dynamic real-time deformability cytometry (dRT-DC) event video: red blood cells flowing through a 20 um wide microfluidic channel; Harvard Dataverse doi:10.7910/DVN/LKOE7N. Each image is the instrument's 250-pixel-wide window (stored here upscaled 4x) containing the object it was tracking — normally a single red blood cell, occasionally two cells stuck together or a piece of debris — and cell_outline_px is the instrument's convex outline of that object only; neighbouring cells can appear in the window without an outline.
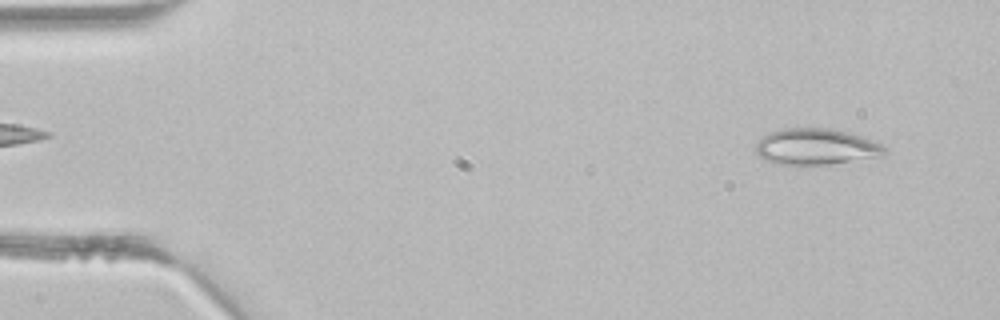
{"species": "common noctule bat (a hibernating species)", "species_latin": "Nyctalus noctula", "temperature_condition": "room temperature", "stored_images_in_passage": 42, "camera_frame_rate_fps": 3000, "um_per_image_px": 0.085, "animal": {"sex": "male", "body_mass_g": 21.5, "forearm_length_mm": 52.0}, "frame": {"image": 1, "passage_image": 3, "time_ms": 0.667, "image_size_px": [1000, 320], "cell_outline_px": [[888, 152], [884, 156], [828, 164], [780, 164], [764, 160], [756, 152], [756, 144], [768, 132], [784, 128], [832, 128], [848, 132], [872, 140], [880, 144]], "centroid_in_image_um": [69.37, 12.46], "position_along_channel_um": 15.6, "area_um2": 27.05}}
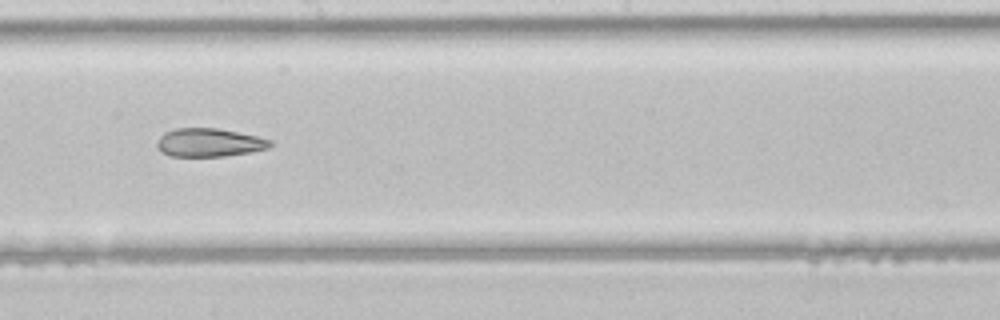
{"frame": {"image": 2, "passage_image": 23, "time_ms": 7.333, "image_size_px": [1000, 320], "cell_outline_px": [[272, 144], [268, 148], [248, 152], [224, 156], [172, 156], [160, 152], [156, 144], [156, 140], [164, 132], [176, 128], [216, 128], [256, 136], [272, 140]], "centroid_in_image_um": [17.73, 12.11], "position_along_channel_um": 230.5, "area_um2": 18.61}}
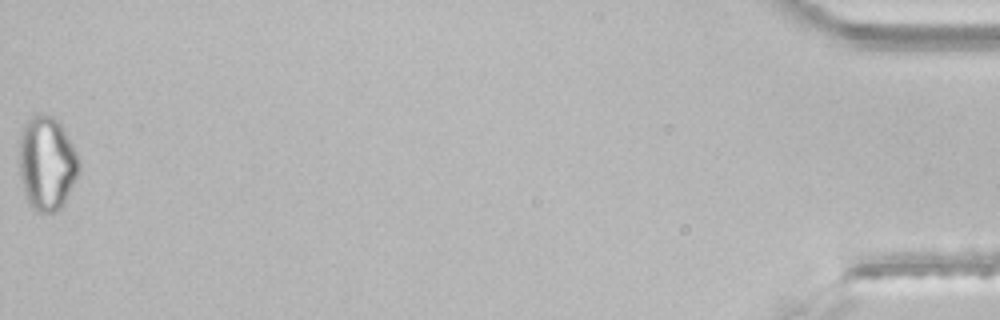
{"frame": {"image": 3, "passage_image": 42, "time_ms": 13.667, "image_size_px": [1000, 320], "cell_outline_px": [[80, 168], [64, 204], [56, 212], [36, 212], [28, 204], [20, 176], [20, 140], [24, 128], [28, 120], [32, 116], [40, 112], [44, 112], [52, 116], [60, 124], [72, 144], [76, 152], [80, 164]], "centroid_in_image_um": [3.98, 13.89], "position_along_channel_um": 431.2, "area_um2": 32.48}}